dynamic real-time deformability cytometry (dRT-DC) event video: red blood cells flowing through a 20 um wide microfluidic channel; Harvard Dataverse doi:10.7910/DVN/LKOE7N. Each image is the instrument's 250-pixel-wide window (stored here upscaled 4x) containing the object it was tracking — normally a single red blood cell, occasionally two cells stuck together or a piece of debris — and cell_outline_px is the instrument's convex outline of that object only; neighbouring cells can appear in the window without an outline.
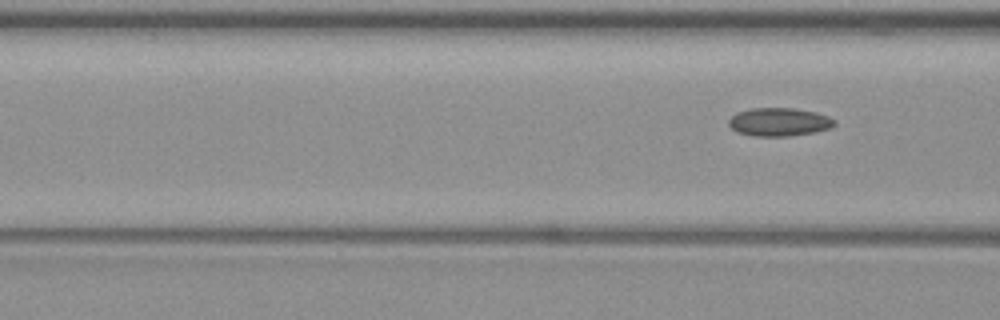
{"species": "common noctule bat (a hibernating species)", "species_latin": "Nyctalus noctula", "temperature_condition": "warm", "stored_images_in_passage": 6, "camera_frame_rate_fps": 3000, "um_per_image_px": 0.085, "animal": {"sex": "female", "body_mass_g": 19.3, "forearm_length_mm": 54.1}, "frame": {"image": 1, "passage_image": 6, "time_ms": 6.333, "image_size_px": [1000, 320], "cell_outline_px": [[836, 124], [828, 128], [812, 132], [788, 136], [756, 136], [736, 132], [728, 124], [728, 120], [736, 112], [748, 108], [796, 108], [816, 112], [828, 116], [836, 120]], "centroid_in_image_um": [66.2, 10.35], "position_along_channel_um": 100.4, "area_um2": 17.46}}